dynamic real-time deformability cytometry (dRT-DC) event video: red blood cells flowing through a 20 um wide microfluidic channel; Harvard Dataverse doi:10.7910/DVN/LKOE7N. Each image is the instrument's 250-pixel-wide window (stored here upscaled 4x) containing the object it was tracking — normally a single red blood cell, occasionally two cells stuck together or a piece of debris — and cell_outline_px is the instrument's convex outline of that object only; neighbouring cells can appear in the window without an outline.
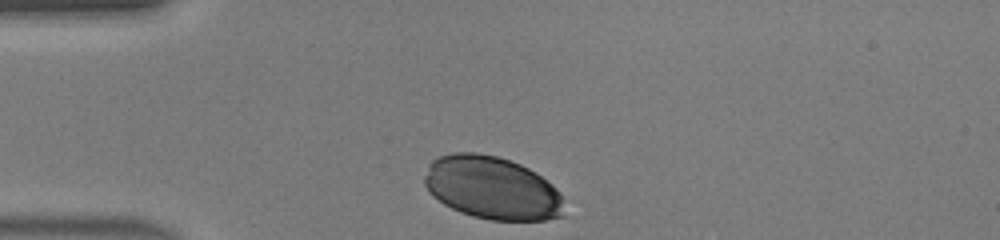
{"species": "human", "species_latin": "Homo sapiens", "temperature_condition": "warm", "stored_images_in_passage": 27, "camera_frame_rate_fps": 3000, "um_per_image_px": 0.085, "donor": {"sex": "male"}, "frame": {"image": 1, "passage_image": 1, "time_ms": 0.0, "image_size_px": [1000, 240], "cell_outline_px": [[564, 216], [544, 220], [488, 220], [472, 216], [460, 212], [444, 204], [432, 196], [428, 192], [424, 184], [424, 176], [432, 160], [440, 156], [452, 152], [476, 152], [496, 156], [520, 164], [536, 172], [552, 184], [560, 192]], "centroid_in_image_um": [41.81, 15.98], "position_along_channel_um": 43.2, "area_um2": 51.38}}
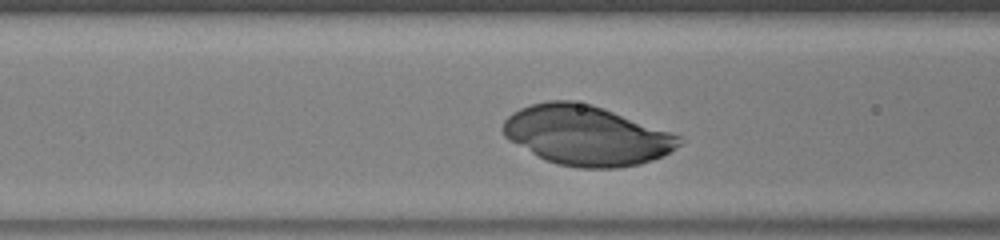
{"frame": {"image": 2, "passage_image": 8, "time_ms": 2.333, "image_size_px": [1000, 240], "cell_outline_px": [[684, 140], [680, 144], [668, 152], [652, 160], [640, 164], [620, 168], [576, 168], [556, 164], [508, 140], [504, 136], [500, 128], [504, 120], [512, 112], [520, 108], [532, 104], [548, 100], [572, 100], [592, 104], [604, 108], [680, 136]], "centroid_in_image_um": [49.8, 11.5], "position_along_channel_um": 116.8, "area_um2": 61.04}}